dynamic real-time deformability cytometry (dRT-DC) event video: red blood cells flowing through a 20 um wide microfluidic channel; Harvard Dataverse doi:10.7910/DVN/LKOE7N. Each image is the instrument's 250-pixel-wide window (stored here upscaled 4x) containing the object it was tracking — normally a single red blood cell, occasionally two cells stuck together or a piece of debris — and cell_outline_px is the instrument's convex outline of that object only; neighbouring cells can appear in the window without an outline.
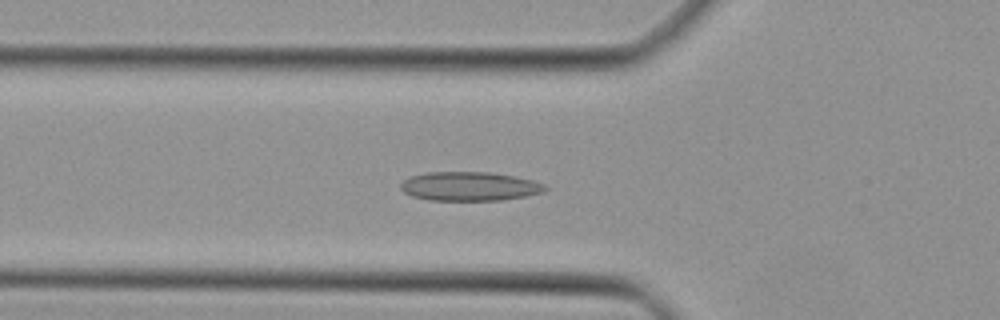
{"species": "Egyptian fruit bat (a non-hibernating species)", "species_latin": "Rousettus aegyptiacus", "temperature_condition": "cold", "stored_images_in_passage": 46, "camera_frame_rate_fps": 3000, "um_per_image_px": 0.085, "animal": {"sex": "female"}, "frame": {"image": 1, "passage_image": 16, "time_ms": 5.0, "image_size_px": [1000, 320], "cell_outline_px": [[548, 188], [544, 192], [524, 196], [500, 200], [428, 200], [412, 196], [404, 192], [400, 188], [400, 184], [408, 176], [428, 172], [488, 172], [512, 176], [532, 180], [544, 184]], "centroid_in_image_um": [39.87, 15.83], "position_along_channel_um": 85.9, "area_um2": 24.33}}
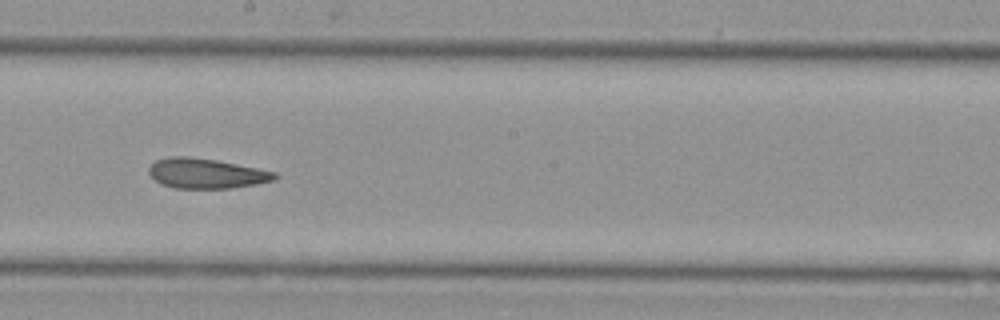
{"frame": {"image": 2, "passage_image": 26, "time_ms": 8.333, "image_size_px": [1000, 320], "cell_outline_px": [[280, 176], [272, 180], [256, 184], [232, 188], [176, 188], [160, 184], [148, 172], [148, 168], [156, 160], [168, 156], [188, 156], [216, 160], [276, 172]], "centroid_in_image_um": [17.51, 14.74], "position_along_channel_um": 230.7, "area_um2": 21.91}}
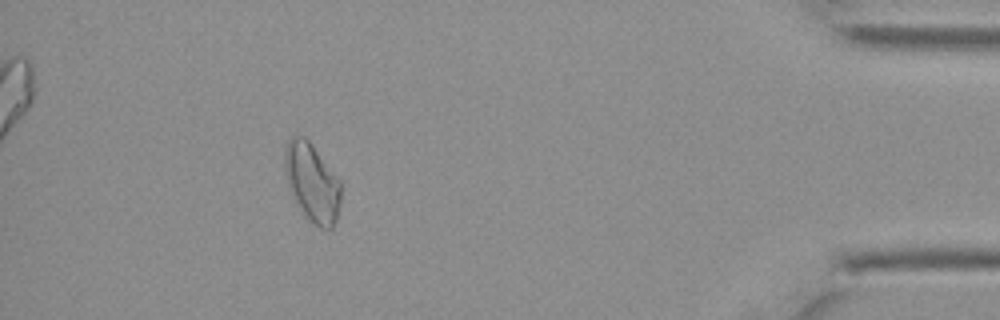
{"frame": {"image": 3, "passage_image": 42, "time_ms": 13.667, "image_size_px": [1000, 320], "cell_outline_px": [[340, 204], [336, 220], [332, 228], [328, 232], [320, 228], [304, 212], [288, 188], [284, 164], [284, 152], [288, 140], [292, 136], [304, 136], [308, 140], [340, 180]], "centroid_in_image_um": [26.53, 15.5], "position_along_channel_um": 408.7, "area_um2": 25.2}}